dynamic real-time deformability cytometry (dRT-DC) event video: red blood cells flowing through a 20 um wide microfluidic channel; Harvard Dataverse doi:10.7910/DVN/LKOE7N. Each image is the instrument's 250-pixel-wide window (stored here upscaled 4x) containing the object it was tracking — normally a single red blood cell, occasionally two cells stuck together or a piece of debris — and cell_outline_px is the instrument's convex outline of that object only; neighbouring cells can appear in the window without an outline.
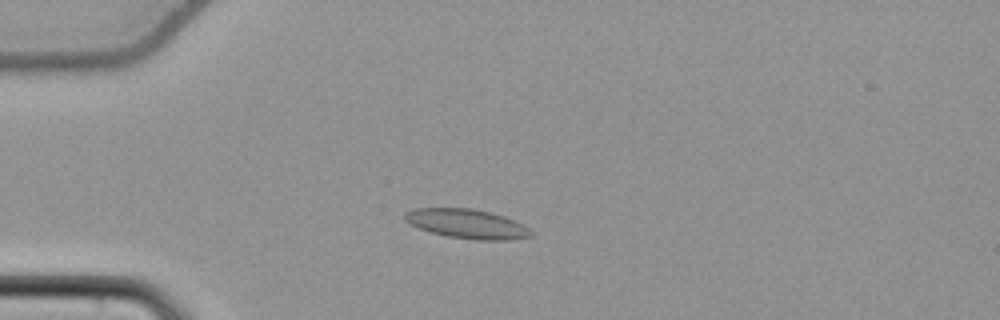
{"species": "common noctule bat (a hibernating species)", "species_latin": "Nyctalus noctula", "temperature_condition": "cold", "stored_images_in_passage": 53, "camera_frame_rate_fps": 3000, "um_per_image_px": 0.085, "animal": {"sex": "female", "body_mass_g": 22.7, "forearm_length_mm": 54.2}, "frame": {"image": 1, "passage_image": 13, "time_ms": 4.0, "image_size_px": [1000, 320], "cell_outline_px": [[532, 236], [508, 240], [476, 240], [448, 236], [432, 232], [408, 224], [404, 220], [404, 212], [416, 208], [472, 208], [504, 216], [524, 224], [532, 232]], "centroid_in_image_um": [39.68, 19.02], "position_along_channel_um": 45.3, "area_um2": 21.56}}
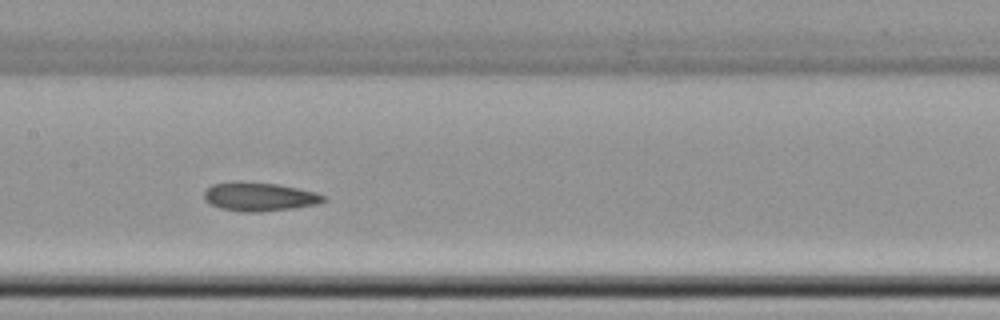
{"frame": {"image": 2, "passage_image": 26, "time_ms": 8.333, "image_size_px": [1000, 320], "cell_outline_px": [[324, 200], [316, 204], [292, 208], [260, 212], [244, 212], [220, 208], [204, 200], [204, 192], [212, 184], [232, 180], [240, 180], [276, 184], [316, 192], [324, 196]], "centroid_in_image_um": [21.97, 16.7], "position_along_channel_um": 185.4, "area_um2": 20.0}}
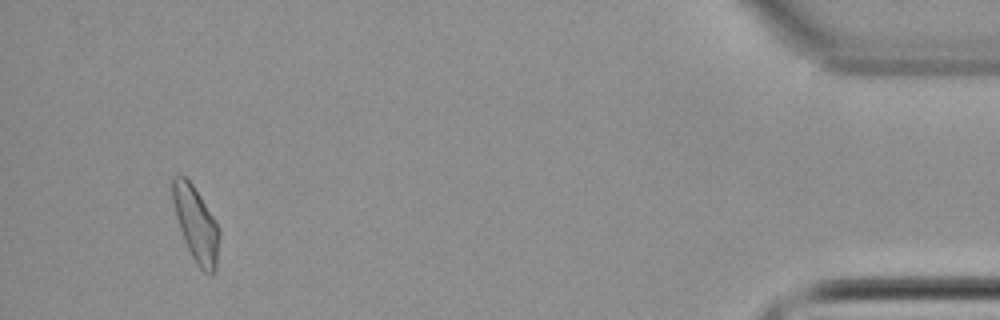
{"frame": {"image": 3, "passage_image": 50, "time_ms": 16.333, "image_size_px": [1000, 320], "cell_outline_px": [[220, 232], [216, 268], [212, 276], [204, 272], [196, 264], [184, 240], [176, 216], [172, 200], [172, 176], [180, 172], [192, 184], [200, 196], [212, 216]], "centroid_in_image_um": [16.64, 19.04], "position_along_channel_um": 418.6, "area_um2": 20.17}, "authors_computed_cell_mechanics": {"area_um2": 20.1722, "velocity_mm_per_s": 3.826, "shape_relaxation_time_tau1_ms": null, "shape_relaxation_time_tau2_ms": 5.4784, "deformation_change_tau1": null, "deformation_change_tau2": 0.0839}}